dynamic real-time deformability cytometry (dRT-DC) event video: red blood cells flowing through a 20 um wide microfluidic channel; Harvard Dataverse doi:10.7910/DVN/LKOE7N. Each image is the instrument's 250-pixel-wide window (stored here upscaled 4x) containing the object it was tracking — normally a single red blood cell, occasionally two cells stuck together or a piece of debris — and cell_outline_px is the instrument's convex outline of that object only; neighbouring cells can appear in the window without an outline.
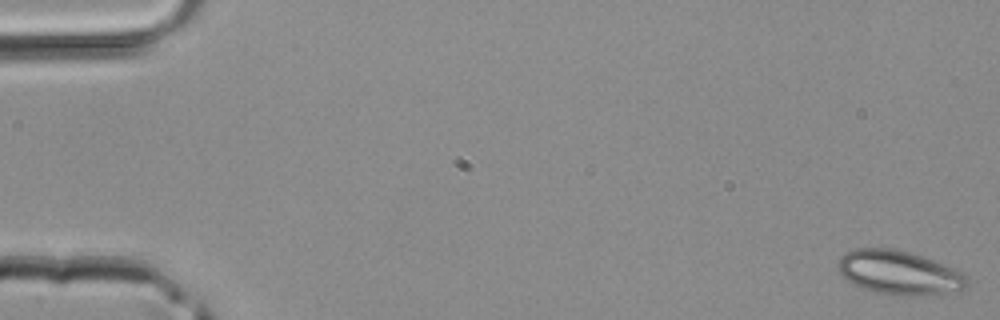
{"species": "common noctule bat (a hibernating species)", "species_latin": "Nyctalus noctula", "temperature_condition": "room temperature", "stored_images_in_passage": 17, "camera_frame_rate_fps": 3000, "um_per_image_px": 0.085, "animal": {"sex": "male", "body_mass_g": 20.4}, "frame": {"image": 1, "passage_image": 1, "time_ms": 0.0, "image_size_px": [1000, 320], "cell_outline_px": [[968, 284], [964, 288], [956, 292], [920, 296], [904, 296], [872, 292], [844, 280], [840, 276], [836, 268], [836, 264], [840, 256], [844, 252], [856, 248], [892, 248], [924, 256], [944, 264], [968, 276]], "centroid_in_image_um": [76.37, 23.18], "position_along_channel_um": 8.6, "area_um2": 33.76}}
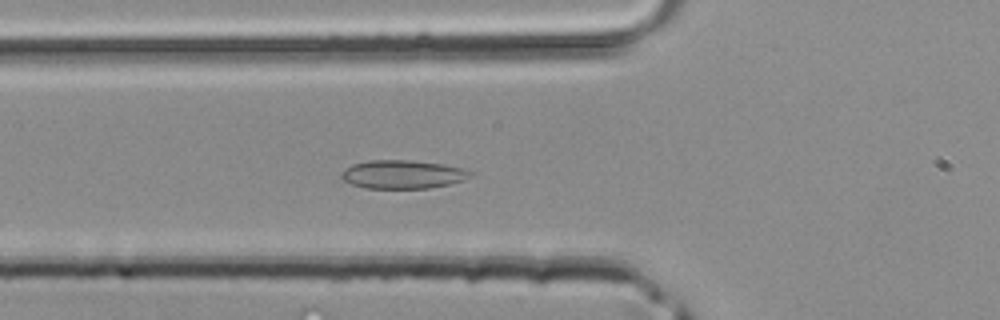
{"frame": {"image": 2, "passage_image": 16, "time_ms": 5.0, "image_size_px": [1000, 320], "cell_outline_px": [[472, 176], [464, 180], [448, 184], [428, 188], [364, 188], [352, 184], [344, 180], [340, 176], [340, 172], [344, 168], [352, 164], [368, 160], [412, 160], [444, 164], [460, 168], [472, 172]], "centroid_in_image_um": [34.19, 14.81], "position_along_channel_um": 91.6, "area_um2": 21.44}}